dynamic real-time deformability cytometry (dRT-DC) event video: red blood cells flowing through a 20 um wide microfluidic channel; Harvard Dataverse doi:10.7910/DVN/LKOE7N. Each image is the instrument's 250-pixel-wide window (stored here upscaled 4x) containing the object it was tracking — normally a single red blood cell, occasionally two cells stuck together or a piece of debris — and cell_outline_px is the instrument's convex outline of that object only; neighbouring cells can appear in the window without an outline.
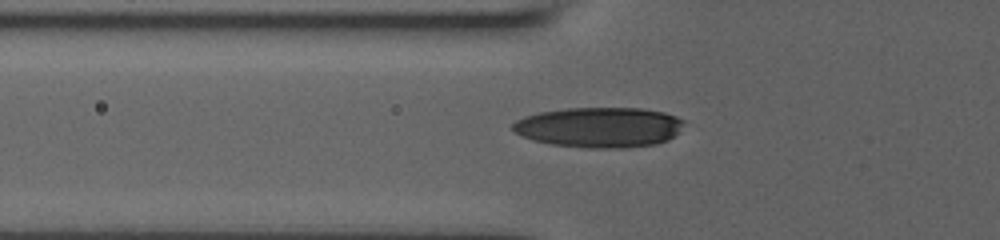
{"species": "human", "species_latin": "Homo sapiens", "temperature_condition": "room temperature", "stored_images_in_passage": 36, "camera_frame_rate_fps": 3000, "um_per_image_px": 0.085, "donor": {"sex": "male"}, "frame": {"image": 1, "passage_image": 2, "time_ms": 0.333, "image_size_px": [1000, 240], "cell_outline_px": [[684, 120], [676, 132], [668, 140], [656, 144], [620, 148], [588, 148], [552, 144], [532, 140], [516, 132], [512, 128], [512, 124], [516, 120], [524, 116], [540, 112], [568, 108], [640, 108], [664, 112], [676, 116]], "centroid_in_image_um": [50.92, 10.81], "position_along_channel_um": 74.9, "area_um2": 39.88}}
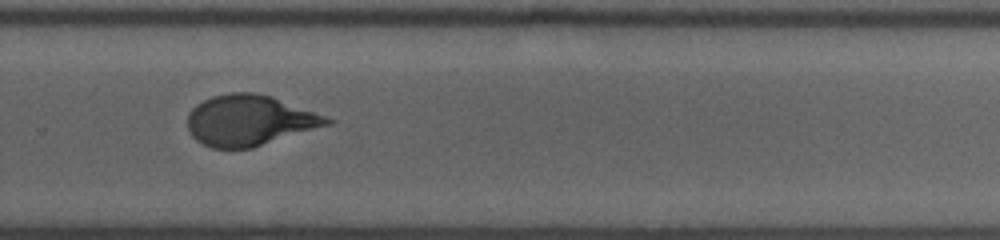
{"frame": {"image": 2, "passage_image": 20, "time_ms": 6.333, "image_size_px": [1000, 240], "cell_outline_px": [[336, 120], [332, 124], [252, 148], [212, 148], [196, 140], [192, 136], [188, 128], [188, 112], [196, 104], [212, 96], [228, 92], [256, 92], [272, 96]], "centroid_in_image_um": [21.21, 10.22], "position_along_channel_um": 308.6, "area_um2": 41.27}}
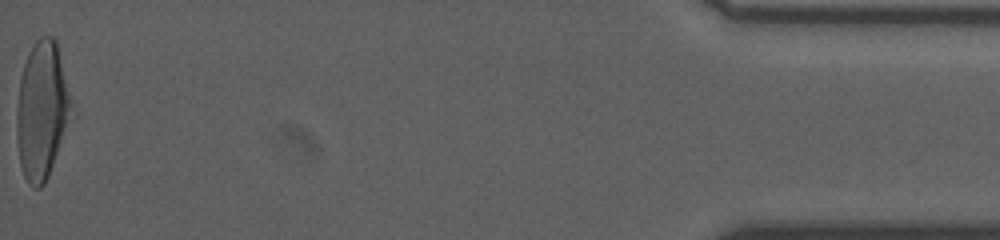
{"frame": {"image": 3, "passage_image": 36, "time_ms": 11.667, "image_size_px": [1000, 240], "cell_outline_px": [[72, 104], [48, 176], [44, 184], [40, 188], [32, 188], [28, 184], [24, 176], [20, 164], [16, 136], [16, 108], [20, 76], [28, 52], [32, 44], [40, 36], [52, 36], [56, 40]], "centroid_in_image_um": [3.49, 9.34], "position_along_channel_um": 431.7, "area_um2": 42.95}, "authors_computed_cell_mechanics": {"area_um2": 41.0091, "velocity_mm_per_s": 3.9148, "shape_relaxation_time_tau1_ms": 3.2195, "shape_relaxation_time_tau2_ms": 0.6741, "deformation_change_tau1": 0.1805, "deformation_change_tau2": 0.0707}}